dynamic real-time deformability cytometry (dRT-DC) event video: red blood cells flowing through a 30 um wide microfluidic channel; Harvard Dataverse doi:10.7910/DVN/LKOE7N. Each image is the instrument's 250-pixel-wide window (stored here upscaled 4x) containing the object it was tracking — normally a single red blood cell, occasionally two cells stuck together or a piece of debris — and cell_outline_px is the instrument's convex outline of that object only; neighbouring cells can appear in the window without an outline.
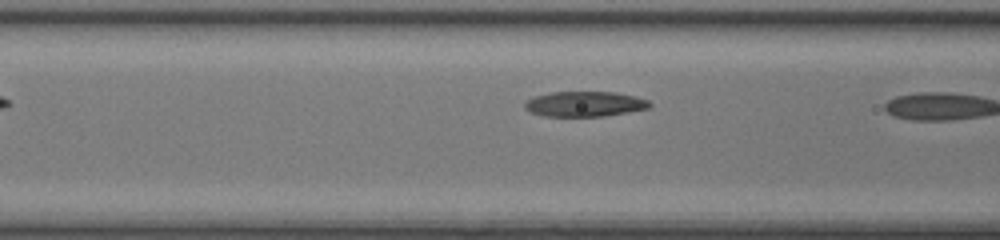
{"species": "common noctule bat (a hibernating species)", "species_latin": "Nyctalus noctula", "temperature_condition": "room temperature", "stored_images_in_passage": 12, "camera_frame_rate_fps": 3000, "um_per_image_px": 0.085, "animal": {"sex": "female", "body_mass_g": 17.0, "forearm_length_mm": 48.0}, "frame": {"image": 1, "passage_image": 7, "time_ms": 2.0, "image_size_px": [1000, 240], "cell_outline_px": [[652, 104], [648, 108], [628, 112], [604, 116], [544, 116], [532, 112], [524, 108], [524, 100], [532, 96], [552, 92], [616, 92], [636, 96], [648, 100]], "centroid_in_image_um": [49.67, 8.83], "position_along_channel_um": 116.9, "area_um2": 18.44}}